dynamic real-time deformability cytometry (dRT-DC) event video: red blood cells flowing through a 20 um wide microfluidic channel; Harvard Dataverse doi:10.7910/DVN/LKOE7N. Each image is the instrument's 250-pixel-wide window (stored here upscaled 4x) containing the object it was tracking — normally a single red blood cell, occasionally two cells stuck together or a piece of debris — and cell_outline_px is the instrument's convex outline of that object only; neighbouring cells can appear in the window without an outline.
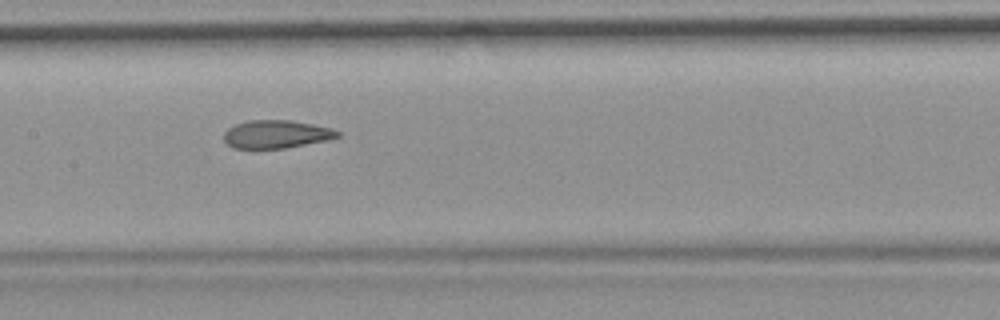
{"species": "common noctule bat (a hibernating species)", "species_latin": "Nyctalus noctula", "temperature_condition": "room temperature", "stored_images_in_passage": 48, "camera_frame_rate_fps": 3000, "um_per_image_px": 0.085, "animal": {"sex": "female", "body_mass_g": 19.9}, "frame": {"image": 1, "passage_image": 21, "time_ms": 6.667, "image_size_px": [1000, 320], "cell_outline_px": [[340, 136], [328, 140], [284, 148], [232, 148], [224, 140], [224, 132], [228, 128], [236, 124], [248, 120], [292, 120], [332, 128], [340, 132]], "centroid_in_image_um": [23.49, 11.4], "position_along_channel_um": 183.9, "area_um2": 18.55}, "authors_computed_cell_mechanics": {"area_um2": 20.2878, "velocity_mm_per_s": 3.7092, "shape_relaxation_time_tau1_ms": null, "shape_relaxation_time_tau2_ms": 2.4494, "deformation_change_tau1": null, "deformation_change_tau2": 0.1024}}